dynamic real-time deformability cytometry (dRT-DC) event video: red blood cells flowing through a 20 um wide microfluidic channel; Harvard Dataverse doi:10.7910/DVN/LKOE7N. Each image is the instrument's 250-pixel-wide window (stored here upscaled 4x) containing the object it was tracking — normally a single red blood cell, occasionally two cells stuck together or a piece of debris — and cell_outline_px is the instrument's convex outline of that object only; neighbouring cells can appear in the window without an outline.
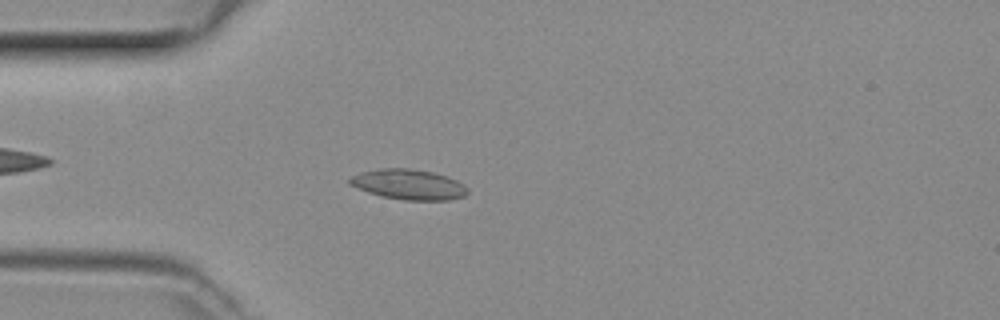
{"species": "common noctule bat (a hibernating species)", "species_latin": "Nyctalus noctula", "temperature_condition": "room temperature", "stored_images_in_passage": 41, "camera_frame_rate_fps": 3000, "um_per_image_px": 0.085, "animal": {"sex": "female", "body_mass_g": 29.2, "forearm_length_mm": 56.3}, "frame": {"image": 1, "passage_image": 6, "time_ms": 1.667, "image_size_px": [1000, 320], "cell_outline_px": [[468, 192], [464, 196], [448, 200], [404, 200], [380, 196], [368, 192], [352, 184], [348, 180], [352, 176], [360, 172], [384, 168], [408, 168], [432, 172], [448, 176], [464, 184], [468, 188]], "centroid_in_image_um": [34.78, 15.68], "position_along_channel_um": 50.2, "area_um2": 20.63}}
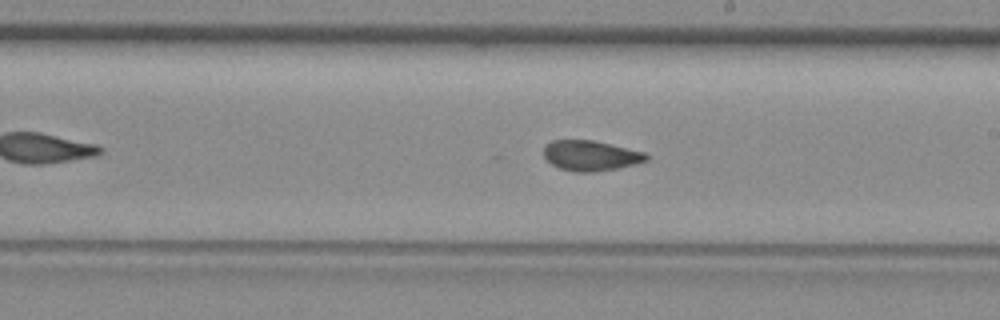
{"frame": {"image": 2, "passage_image": 20, "time_ms": 6.333, "image_size_px": [1000, 320], "cell_outline_px": [[648, 160], [636, 164], [616, 168], [592, 172], [572, 172], [560, 168], [552, 164], [544, 156], [544, 144], [552, 140], [592, 140], [644, 152], [648, 156]], "centroid_in_image_um": [50.18, 13.23], "position_along_channel_um": 238.8, "area_um2": 17.98}}
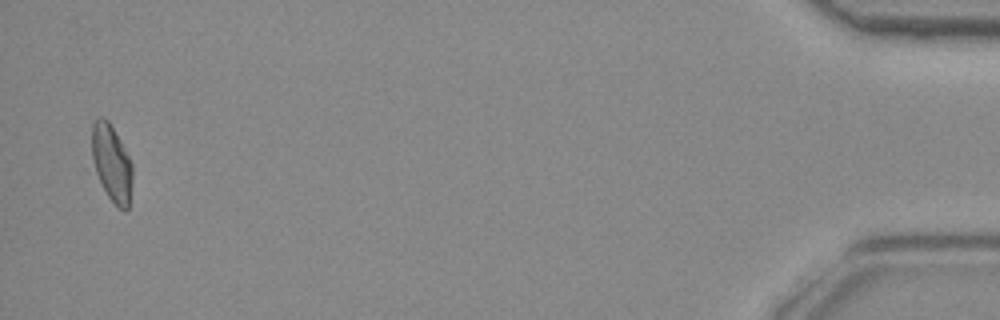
{"frame": {"image": 3, "passage_image": 40, "time_ms": 13.0, "image_size_px": [1000, 320], "cell_outline_px": [[132, 180], [128, 208], [124, 212], [108, 196], [96, 172], [92, 156], [92, 124], [100, 116], [104, 116], [108, 120], [128, 156], [132, 164]], "centroid_in_image_um": [9.49, 13.85], "position_along_channel_um": 425.7, "area_um2": 17.69}}